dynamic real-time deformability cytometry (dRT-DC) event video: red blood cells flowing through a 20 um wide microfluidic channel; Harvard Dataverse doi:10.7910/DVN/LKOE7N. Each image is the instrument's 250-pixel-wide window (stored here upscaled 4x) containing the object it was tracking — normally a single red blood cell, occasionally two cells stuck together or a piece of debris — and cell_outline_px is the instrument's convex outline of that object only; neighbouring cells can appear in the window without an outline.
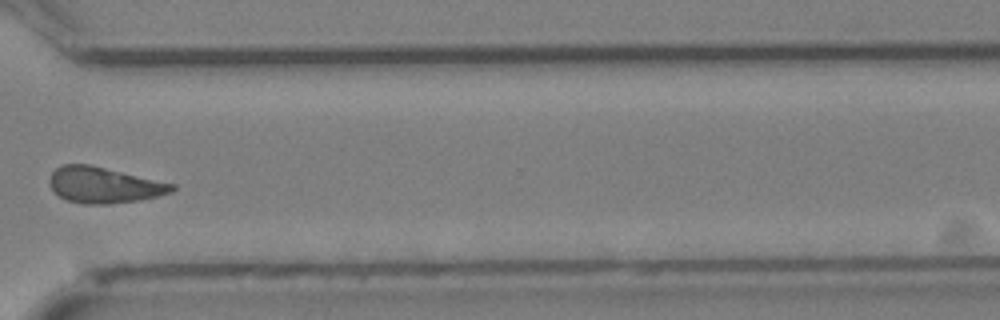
{"species": "Egyptian fruit bat (a non-hibernating species)", "species_latin": "Rousettus aegyptiacus", "temperature_condition": "cold", "stored_images_in_passage": 28, "camera_frame_rate_fps": 3000, "um_per_image_px": 0.085, "animal": {"sex": "female"}, "frame": {"image": 1, "passage_image": 20, "time_ms": 6.333, "image_size_px": [1000, 320], "cell_outline_px": [[176, 188], [172, 192], [140, 200], [108, 204], [84, 204], [68, 200], [60, 196], [48, 184], [48, 180], [52, 172], [60, 164], [88, 164], [176, 184]], "centroid_in_image_um": [8.83, 15.72], "position_along_channel_um": 361.8, "area_um2": 25.55}}
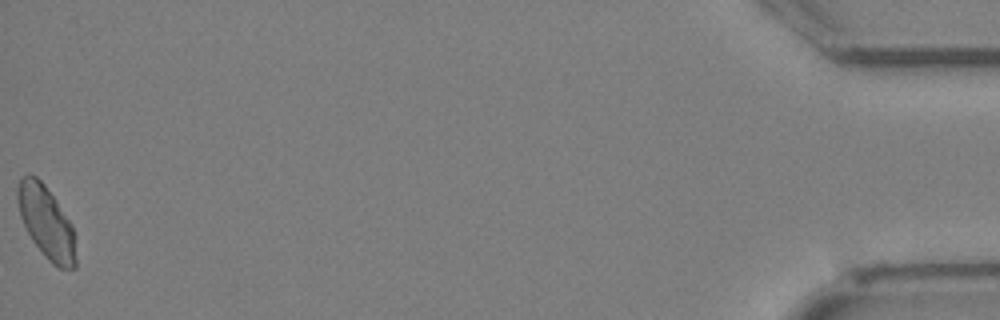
{"frame": {"image": 2, "passage_image": 28, "time_ms": 9.0, "image_size_px": [1000, 320], "cell_outline_px": [[76, 268], [60, 268], [52, 264], [48, 260], [32, 240], [20, 216], [16, 200], [16, 188], [20, 180], [28, 172], [36, 176], [44, 184], [72, 224], [76, 260]], "centroid_in_image_um": [3.91, 18.88], "position_along_channel_um": 431.3, "area_um2": 24.39}}